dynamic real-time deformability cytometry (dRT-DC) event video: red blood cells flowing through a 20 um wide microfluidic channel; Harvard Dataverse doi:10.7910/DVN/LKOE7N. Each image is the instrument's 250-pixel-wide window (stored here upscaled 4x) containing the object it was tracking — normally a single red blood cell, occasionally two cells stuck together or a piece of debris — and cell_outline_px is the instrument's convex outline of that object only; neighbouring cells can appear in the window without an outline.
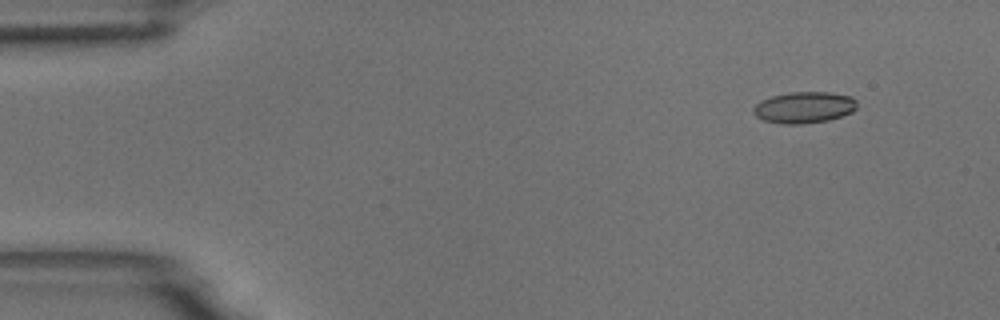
{"species": "common noctule bat (a hibernating species)", "species_latin": "Nyctalus noctula", "temperature_condition": "room temperature", "stored_images_in_passage": 50, "camera_frame_rate_fps": 3000, "um_per_image_px": 0.085, "animal": {"sex": "male", "body_mass_g": 18.8}, "frame": {"image": 1, "passage_image": 1, "time_ms": 0.0, "image_size_px": [1000, 320], "cell_outline_px": [[856, 108], [852, 112], [828, 120], [800, 124], [780, 124], [764, 120], [756, 116], [752, 112], [752, 108], [760, 100], [772, 96], [788, 92], [828, 92], [852, 96], [856, 100]], "centroid_in_image_um": [68.32, 9.12], "position_along_channel_um": 16.7, "area_um2": 19.02}}
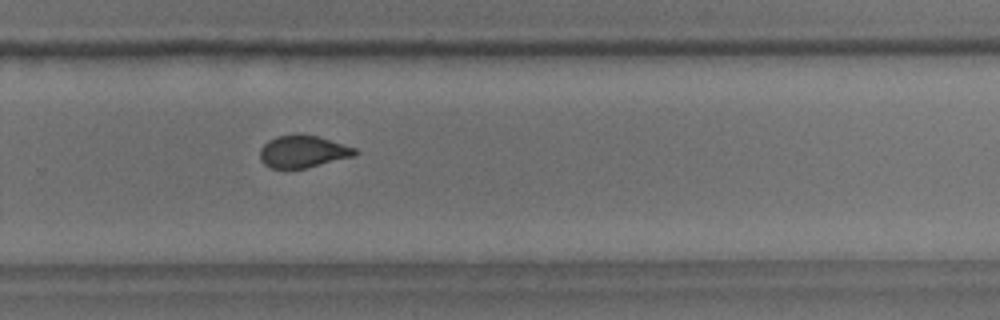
{"frame": {"image": 2, "passage_image": 32, "time_ms": 10.333, "image_size_px": [1000, 320], "cell_outline_px": [[360, 152], [356, 156], [308, 168], [268, 168], [260, 160], [260, 148], [268, 140], [276, 136], [296, 132], [300, 132], [316, 136], [356, 148]], "centroid_in_image_um": [25.75, 12.87], "position_along_channel_um": 304.1, "area_um2": 18.32}}
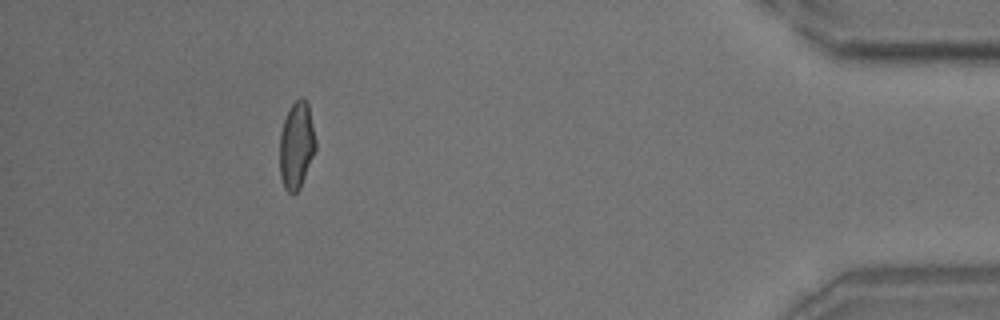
{"frame": {"image": 3, "passage_image": 45, "time_ms": 14.667, "image_size_px": [1000, 320], "cell_outline_px": [[316, 148], [300, 188], [292, 196], [284, 188], [280, 176], [280, 132], [288, 108], [300, 96], [304, 96], [308, 104], [316, 140]], "centroid_in_image_um": [25.2, 12.34], "position_along_channel_um": 410.0, "area_um2": 18.38}, "authors_computed_cell_mechanics": {"area_um2": 18.6694, "velocity_mm_per_s": 3.7358, "shape_relaxation_time_tau1_ms": 5.3145, "shape_relaxation_time_tau2_ms": 1.2396, "deformation_change_tau1": 0.1334, "deformation_change_tau2": 0.061}}